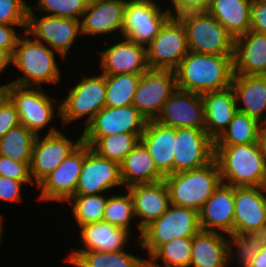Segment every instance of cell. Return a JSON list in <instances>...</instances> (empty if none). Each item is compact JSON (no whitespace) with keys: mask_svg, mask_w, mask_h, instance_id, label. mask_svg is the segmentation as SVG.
Masks as SVG:
<instances>
[{"mask_svg":"<svg viewBox=\"0 0 266 267\" xmlns=\"http://www.w3.org/2000/svg\"><path fill=\"white\" fill-rule=\"evenodd\" d=\"M191 250L192 238H176L159 246L147 261L150 267H190Z\"/></svg>","mask_w":266,"mask_h":267,"instance_id":"37","label":"cell"},{"mask_svg":"<svg viewBox=\"0 0 266 267\" xmlns=\"http://www.w3.org/2000/svg\"><path fill=\"white\" fill-rule=\"evenodd\" d=\"M214 157V141L205 130L176 128L173 173L203 167Z\"/></svg>","mask_w":266,"mask_h":267,"instance_id":"16","label":"cell"},{"mask_svg":"<svg viewBox=\"0 0 266 267\" xmlns=\"http://www.w3.org/2000/svg\"><path fill=\"white\" fill-rule=\"evenodd\" d=\"M84 161V143L82 142L59 165L49 173L36 187L39 191L36 201L66 203L75 195L76 187Z\"/></svg>","mask_w":266,"mask_h":267,"instance_id":"13","label":"cell"},{"mask_svg":"<svg viewBox=\"0 0 266 267\" xmlns=\"http://www.w3.org/2000/svg\"><path fill=\"white\" fill-rule=\"evenodd\" d=\"M234 74L266 75V34L249 30L235 39Z\"/></svg>","mask_w":266,"mask_h":267,"instance_id":"26","label":"cell"},{"mask_svg":"<svg viewBox=\"0 0 266 267\" xmlns=\"http://www.w3.org/2000/svg\"><path fill=\"white\" fill-rule=\"evenodd\" d=\"M4 90L5 95L16 106L20 124L28 130L36 135H41L44 130L46 134L59 131L60 128L55 127L52 122L60 118V102H56V99L60 101V97H52L42 87H25L11 83H5Z\"/></svg>","mask_w":266,"mask_h":267,"instance_id":"4","label":"cell"},{"mask_svg":"<svg viewBox=\"0 0 266 267\" xmlns=\"http://www.w3.org/2000/svg\"><path fill=\"white\" fill-rule=\"evenodd\" d=\"M204 102L205 131L215 141L237 113L235 93L229 88L201 94Z\"/></svg>","mask_w":266,"mask_h":267,"instance_id":"28","label":"cell"},{"mask_svg":"<svg viewBox=\"0 0 266 267\" xmlns=\"http://www.w3.org/2000/svg\"><path fill=\"white\" fill-rule=\"evenodd\" d=\"M62 131L37 135L30 162V176L37 186L49 173L82 143V133L77 139H71Z\"/></svg>","mask_w":266,"mask_h":267,"instance_id":"14","label":"cell"},{"mask_svg":"<svg viewBox=\"0 0 266 267\" xmlns=\"http://www.w3.org/2000/svg\"><path fill=\"white\" fill-rule=\"evenodd\" d=\"M164 182L169 191L170 204L198 212L222 183L215 158L203 167L169 174L164 177Z\"/></svg>","mask_w":266,"mask_h":267,"instance_id":"5","label":"cell"},{"mask_svg":"<svg viewBox=\"0 0 266 267\" xmlns=\"http://www.w3.org/2000/svg\"><path fill=\"white\" fill-rule=\"evenodd\" d=\"M79 237L81 245L79 248H73L69 251H99L111 252L125 250L128 245L132 246L131 233L109 222L99 221L85 224L79 227ZM129 240L130 243H129ZM129 243V244H128Z\"/></svg>","mask_w":266,"mask_h":267,"instance_id":"24","label":"cell"},{"mask_svg":"<svg viewBox=\"0 0 266 267\" xmlns=\"http://www.w3.org/2000/svg\"><path fill=\"white\" fill-rule=\"evenodd\" d=\"M234 187L221 183L199 210L201 230L234 233Z\"/></svg>","mask_w":266,"mask_h":267,"instance_id":"22","label":"cell"},{"mask_svg":"<svg viewBox=\"0 0 266 267\" xmlns=\"http://www.w3.org/2000/svg\"><path fill=\"white\" fill-rule=\"evenodd\" d=\"M177 18L185 27L189 51L234 55L235 39L208 11L187 12Z\"/></svg>","mask_w":266,"mask_h":267,"instance_id":"8","label":"cell"},{"mask_svg":"<svg viewBox=\"0 0 266 267\" xmlns=\"http://www.w3.org/2000/svg\"><path fill=\"white\" fill-rule=\"evenodd\" d=\"M5 96L4 84L0 85V100Z\"/></svg>","mask_w":266,"mask_h":267,"instance_id":"54","label":"cell"},{"mask_svg":"<svg viewBox=\"0 0 266 267\" xmlns=\"http://www.w3.org/2000/svg\"><path fill=\"white\" fill-rule=\"evenodd\" d=\"M4 226H5L4 225V216L2 214H0V246L2 244V239H3V236H4L3 233H5L4 232L5 231V229H4L5 227Z\"/></svg>","mask_w":266,"mask_h":267,"instance_id":"52","label":"cell"},{"mask_svg":"<svg viewBox=\"0 0 266 267\" xmlns=\"http://www.w3.org/2000/svg\"><path fill=\"white\" fill-rule=\"evenodd\" d=\"M36 134L19 124L0 139V155L30 166Z\"/></svg>","mask_w":266,"mask_h":267,"instance_id":"36","label":"cell"},{"mask_svg":"<svg viewBox=\"0 0 266 267\" xmlns=\"http://www.w3.org/2000/svg\"><path fill=\"white\" fill-rule=\"evenodd\" d=\"M247 233L252 237H256L261 242L262 248L266 247V224L259 229L250 230Z\"/></svg>","mask_w":266,"mask_h":267,"instance_id":"50","label":"cell"},{"mask_svg":"<svg viewBox=\"0 0 266 267\" xmlns=\"http://www.w3.org/2000/svg\"><path fill=\"white\" fill-rule=\"evenodd\" d=\"M175 76L176 88L198 94L229 88L234 76V55L189 51Z\"/></svg>","mask_w":266,"mask_h":267,"instance_id":"2","label":"cell"},{"mask_svg":"<svg viewBox=\"0 0 266 267\" xmlns=\"http://www.w3.org/2000/svg\"><path fill=\"white\" fill-rule=\"evenodd\" d=\"M17 27H19V29L22 28L23 31L20 30V32H17ZM26 28L27 26L0 24V48L5 50L12 57L18 38L22 33L26 32Z\"/></svg>","mask_w":266,"mask_h":267,"instance_id":"47","label":"cell"},{"mask_svg":"<svg viewBox=\"0 0 266 267\" xmlns=\"http://www.w3.org/2000/svg\"><path fill=\"white\" fill-rule=\"evenodd\" d=\"M169 1V0H168ZM211 0H170L166 9L171 17H178L187 12L207 11Z\"/></svg>","mask_w":266,"mask_h":267,"instance_id":"46","label":"cell"},{"mask_svg":"<svg viewBox=\"0 0 266 267\" xmlns=\"http://www.w3.org/2000/svg\"><path fill=\"white\" fill-rule=\"evenodd\" d=\"M262 140L264 142L265 150H266V124L263 125V136H262Z\"/></svg>","mask_w":266,"mask_h":267,"instance_id":"53","label":"cell"},{"mask_svg":"<svg viewBox=\"0 0 266 267\" xmlns=\"http://www.w3.org/2000/svg\"><path fill=\"white\" fill-rule=\"evenodd\" d=\"M126 189L132 197L136 223L141 230L159 219L170 205L169 191L164 180L135 184Z\"/></svg>","mask_w":266,"mask_h":267,"instance_id":"21","label":"cell"},{"mask_svg":"<svg viewBox=\"0 0 266 267\" xmlns=\"http://www.w3.org/2000/svg\"><path fill=\"white\" fill-rule=\"evenodd\" d=\"M56 57L63 58L45 43L33 39L26 32L22 33L11 57L12 67L20 74L8 83L25 87L43 88L45 83L57 86L63 77Z\"/></svg>","mask_w":266,"mask_h":267,"instance_id":"1","label":"cell"},{"mask_svg":"<svg viewBox=\"0 0 266 267\" xmlns=\"http://www.w3.org/2000/svg\"><path fill=\"white\" fill-rule=\"evenodd\" d=\"M90 0H37V5H29L28 10H35L44 15L81 20ZM34 6V7H33Z\"/></svg>","mask_w":266,"mask_h":267,"instance_id":"41","label":"cell"},{"mask_svg":"<svg viewBox=\"0 0 266 267\" xmlns=\"http://www.w3.org/2000/svg\"><path fill=\"white\" fill-rule=\"evenodd\" d=\"M0 175L17 181L25 185H35L30 176V166L11 158L0 155Z\"/></svg>","mask_w":266,"mask_h":267,"instance_id":"43","label":"cell"},{"mask_svg":"<svg viewBox=\"0 0 266 267\" xmlns=\"http://www.w3.org/2000/svg\"><path fill=\"white\" fill-rule=\"evenodd\" d=\"M127 250L128 248L111 252L71 251L63 261L74 267H141L147 261L145 256L141 257L142 254L134 255Z\"/></svg>","mask_w":266,"mask_h":267,"instance_id":"32","label":"cell"},{"mask_svg":"<svg viewBox=\"0 0 266 267\" xmlns=\"http://www.w3.org/2000/svg\"><path fill=\"white\" fill-rule=\"evenodd\" d=\"M263 125L247 114L237 111L229 126L214 141V146H235L262 141Z\"/></svg>","mask_w":266,"mask_h":267,"instance_id":"33","label":"cell"},{"mask_svg":"<svg viewBox=\"0 0 266 267\" xmlns=\"http://www.w3.org/2000/svg\"><path fill=\"white\" fill-rule=\"evenodd\" d=\"M120 176L124 189L135 184L158 182L165 177L141 141L120 163Z\"/></svg>","mask_w":266,"mask_h":267,"instance_id":"30","label":"cell"},{"mask_svg":"<svg viewBox=\"0 0 266 267\" xmlns=\"http://www.w3.org/2000/svg\"><path fill=\"white\" fill-rule=\"evenodd\" d=\"M11 65V56L3 49L0 48V76L7 70Z\"/></svg>","mask_w":266,"mask_h":267,"instance_id":"51","label":"cell"},{"mask_svg":"<svg viewBox=\"0 0 266 267\" xmlns=\"http://www.w3.org/2000/svg\"><path fill=\"white\" fill-rule=\"evenodd\" d=\"M188 53L186 30L177 17H170L146 46L149 69L175 71Z\"/></svg>","mask_w":266,"mask_h":267,"instance_id":"11","label":"cell"},{"mask_svg":"<svg viewBox=\"0 0 266 267\" xmlns=\"http://www.w3.org/2000/svg\"><path fill=\"white\" fill-rule=\"evenodd\" d=\"M227 238L229 267L232 266V263L238 264L237 267H249L251 261L262 248L261 242L248 233L234 232L228 234Z\"/></svg>","mask_w":266,"mask_h":267,"instance_id":"40","label":"cell"},{"mask_svg":"<svg viewBox=\"0 0 266 267\" xmlns=\"http://www.w3.org/2000/svg\"><path fill=\"white\" fill-rule=\"evenodd\" d=\"M37 15L36 11L28 10L26 33L57 51L66 60L78 37L82 38L80 20L42 13L40 17Z\"/></svg>","mask_w":266,"mask_h":267,"instance_id":"9","label":"cell"},{"mask_svg":"<svg viewBox=\"0 0 266 267\" xmlns=\"http://www.w3.org/2000/svg\"><path fill=\"white\" fill-rule=\"evenodd\" d=\"M119 38L120 40L114 39L113 43H107L108 46L105 49L97 52L100 55L98 57L100 73L102 75L143 74L149 69L146 46L124 37Z\"/></svg>","mask_w":266,"mask_h":267,"instance_id":"17","label":"cell"},{"mask_svg":"<svg viewBox=\"0 0 266 267\" xmlns=\"http://www.w3.org/2000/svg\"><path fill=\"white\" fill-rule=\"evenodd\" d=\"M223 184L266 187V150L263 140L253 144L214 146Z\"/></svg>","mask_w":266,"mask_h":267,"instance_id":"3","label":"cell"},{"mask_svg":"<svg viewBox=\"0 0 266 267\" xmlns=\"http://www.w3.org/2000/svg\"><path fill=\"white\" fill-rule=\"evenodd\" d=\"M28 1L0 0V24L27 26Z\"/></svg>","mask_w":266,"mask_h":267,"instance_id":"42","label":"cell"},{"mask_svg":"<svg viewBox=\"0 0 266 267\" xmlns=\"http://www.w3.org/2000/svg\"><path fill=\"white\" fill-rule=\"evenodd\" d=\"M147 120L133 105L116 107H103L82 128V137H104L119 133H143Z\"/></svg>","mask_w":266,"mask_h":267,"instance_id":"19","label":"cell"},{"mask_svg":"<svg viewBox=\"0 0 266 267\" xmlns=\"http://www.w3.org/2000/svg\"><path fill=\"white\" fill-rule=\"evenodd\" d=\"M160 0H128L124 10L122 37L147 46L171 17ZM164 8V9H163Z\"/></svg>","mask_w":266,"mask_h":267,"instance_id":"10","label":"cell"},{"mask_svg":"<svg viewBox=\"0 0 266 267\" xmlns=\"http://www.w3.org/2000/svg\"><path fill=\"white\" fill-rule=\"evenodd\" d=\"M75 85L69 86L67 96L60 99V118L64 128L71 123L84 121L85 128L93 117L106 106L105 75L101 73L82 76ZM83 119V120H82ZM84 125V126H83Z\"/></svg>","mask_w":266,"mask_h":267,"instance_id":"6","label":"cell"},{"mask_svg":"<svg viewBox=\"0 0 266 267\" xmlns=\"http://www.w3.org/2000/svg\"><path fill=\"white\" fill-rule=\"evenodd\" d=\"M249 267H266V247L258 251Z\"/></svg>","mask_w":266,"mask_h":267,"instance_id":"49","label":"cell"},{"mask_svg":"<svg viewBox=\"0 0 266 267\" xmlns=\"http://www.w3.org/2000/svg\"><path fill=\"white\" fill-rule=\"evenodd\" d=\"M190 267H229L227 235L206 230L194 235Z\"/></svg>","mask_w":266,"mask_h":267,"instance_id":"29","label":"cell"},{"mask_svg":"<svg viewBox=\"0 0 266 267\" xmlns=\"http://www.w3.org/2000/svg\"><path fill=\"white\" fill-rule=\"evenodd\" d=\"M24 185L21 181L0 175V201L19 204L24 199L22 198L24 197L22 194L24 192L22 191Z\"/></svg>","mask_w":266,"mask_h":267,"instance_id":"45","label":"cell"},{"mask_svg":"<svg viewBox=\"0 0 266 267\" xmlns=\"http://www.w3.org/2000/svg\"><path fill=\"white\" fill-rule=\"evenodd\" d=\"M142 133H119L104 137H82V142L99 156L121 163L139 143Z\"/></svg>","mask_w":266,"mask_h":267,"instance_id":"34","label":"cell"},{"mask_svg":"<svg viewBox=\"0 0 266 267\" xmlns=\"http://www.w3.org/2000/svg\"><path fill=\"white\" fill-rule=\"evenodd\" d=\"M198 211L170 204L161 217L142 230L137 249L148 258L159 246L176 238H192L200 231Z\"/></svg>","mask_w":266,"mask_h":267,"instance_id":"7","label":"cell"},{"mask_svg":"<svg viewBox=\"0 0 266 267\" xmlns=\"http://www.w3.org/2000/svg\"><path fill=\"white\" fill-rule=\"evenodd\" d=\"M20 124L16 106L5 95L0 100V139L13 127Z\"/></svg>","mask_w":266,"mask_h":267,"instance_id":"44","label":"cell"},{"mask_svg":"<svg viewBox=\"0 0 266 267\" xmlns=\"http://www.w3.org/2000/svg\"><path fill=\"white\" fill-rule=\"evenodd\" d=\"M127 1L90 0L80 22L82 37H122ZM115 33V34H113Z\"/></svg>","mask_w":266,"mask_h":267,"instance_id":"20","label":"cell"},{"mask_svg":"<svg viewBox=\"0 0 266 267\" xmlns=\"http://www.w3.org/2000/svg\"><path fill=\"white\" fill-rule=\"evenodd\" d=\"M176 128L161 125L156 120H147L140 137L157 169L167 176L173 173Z\"/></svg>","mask_w":266,"mask_h":267,"instance_id":"27","label":"cell"},{"mask_svg":"<svg viewBox=\"0 0 266 267\" xmlns=\"http://www.w3.org/2000/svg\"><path fill=\"white\" fill-rule=\"evenodd\" d=\"M155 120L167 127L205 130L204 102L201 94L176 88Z\"/></svg>","mask_w":266,"mask_h":267,"instance_id":"18","label":"cell"},{"mask_svg":"<svg viewBox=\"0 0 266 267\" xmlns=\"http://www.w3.org/2000/svg\"><path fill=\"white\" fill-rule=\"evenodd\" d=\"M231 87L238 111L266 124V75L234 74Z\"/></svg>","mask_w":266,"mask_h":267,"instance_id":"25","label":"cell"},{"mask_svg":"<svg viewBox=\"0 0 266 267\" xmlns=\"http://www.w3.org/2000/svg\"><path fill=\"white\" fill-rule=\"evenodd\" d=\"M122 187L124 188L120 176V164L99 156L84 143V161L75 195L108 194L117 191L118 188L120 192Z\"/></svg>","mask_w":266,"mask_h":267,"instance_id":"12","label":"cell"},{"mask_svg":"<svg viewBox=\"0 0 266 267\" xmlns=\"http://www.w3.org/2000/svg\"><path fill=\"white\" fill-rule=\"evenodd\" d=\"M250 30L266 34V5L252 0Z\"/></svg>","mask_w":266,"mask_h":267,"instance_id":"48","label":"cell"},{"mask_svg":"<svg viewBox=\"0 0 266 267\" xmlns=\"http://www.w3.org/2000/svg\"><path fill=\"white\" fill-rule=\"evenodd\" d=\"M141 75H105L106 106L120 108L132 105Z\"/></svg>","mask_w":266,"mask_h":267,"instance_id":"38","label":"cell"},{"mask_svg":"<svg viewBox=\"0 0 266 267\" xmlns=\"http://www.w3.org/2000/svg\"><path fill=\"white\" fill-rule=\"evenodd\" d=\"M108 194L74 195L66 203L70 205L72 216L79 228L85 224L103 221Z\"/></svg>","mask_w":266,"mask_h":267,"instance_id":"39","label":"cell"},{"mask_svg":"<svg viewBox=\"0 0 266 267\" xmlns=\"http://www.w3.org/2000/svg\"><path fill=\"white\" fill-rule=\"evenodd\" d=\"M103 221L109 222L111 225L124 228L128 230L131 234L134 233L132 231L135 230L132 227L136 226V229L138 231L136 233H139V235H137V239H140L142 230L136 223L133 200L129 191L126 188L124 194L123 192L119 194H117V192L108 194L107 202L104 209ZM132 223L135 225H133Z\"/></svg>","mask_w":266,"mask_h":267,"instance_id":"35","label":"cell"},{"mask_svg":"<svg viewBox=\"0 0 266 267\" xmlns=\"http://www.w3.org/2000/svg\"><path fill=\"white\" fill-rule=\"evenodd\" d=\"M175 89V71L148 69L140 77L132 105L146 120H155Z\"/></svg>","mask_w":266,"mask_h":267,"instance_id":"15","label":"cell"},{"mask_svg":"<svg viewBox=\"0 0 266 267\" xmlns=\"http://www.w3.org/2000/svg\"><path fill=\"white\" fill-rule=\"evenodd\" d=\"M141 267H150V264L146 261Z\"/></svg>","mask_w":266,"mask_h":267,"instance_id":"55","label":"cell"},{"mask_svg":"<svg viewBox=\"0 0 266 267\" xmlns=\"http://www.w3.org/2000/svg\"><path fill=\"white\" fill-rule=\"evenodd\" d=\"M252 0H211L207 11L234 38L250 30Z\"/></svg>","mask_w":266,"mask_h":267,"instance_id":"31","label":"cell"},{"mask_svg":"<svg viewBox=\"0 0 266 267\" xmlns=\"http://www.w3.org/2000/svg\"><path fill=\"white\" fill-rule=\"evenodd\" d=\"M234 232L247 233L266 224V187H234Z\"/></svg>","mask_w":266,"mask_h":267,"instance_id":"23","label":"cell"}]
</instances>
